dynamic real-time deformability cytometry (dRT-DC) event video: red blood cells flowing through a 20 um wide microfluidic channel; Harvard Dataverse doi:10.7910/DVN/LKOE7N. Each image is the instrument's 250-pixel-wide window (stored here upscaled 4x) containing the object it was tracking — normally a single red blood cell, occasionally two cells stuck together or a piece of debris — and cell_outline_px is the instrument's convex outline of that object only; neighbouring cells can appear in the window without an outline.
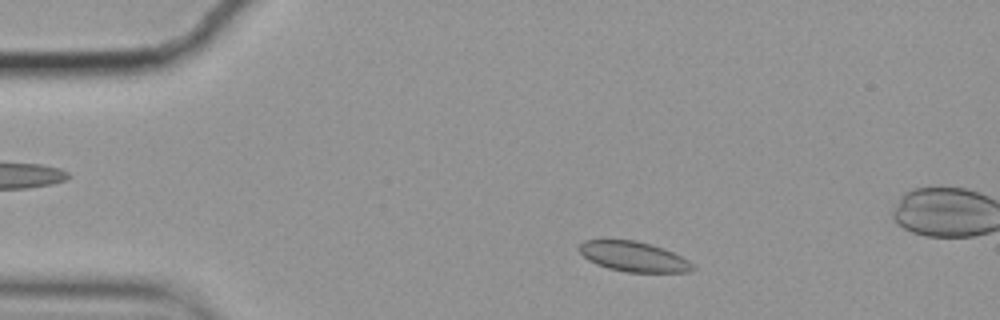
{"species": "common noctule bat (a hibernating species)", "species_latin": "Nyctalus noctula", "temperature_condition": "cold", "stored_images_in_passage": 54, "camera_frame_rate_fps": 3000, "um_per_image_px": 0.085, "animal": {"sex": "female", "body_mass_g": 19.9}, "frame": {"image": 1, "passage_image": 6, "time_ms": 1.667, "image_size_px": [1000, 320], "cell_outline_px": [[696, 268], [692, 272], [624, 272], [608, 268], [596, 264], [588, 260], [576, 248], [584, 240], [636, 240], [672, 252], [688, 260]], "centroid_in_image_um": [53.83, 21.82], "position_along_channel_um": 31.2, "area_um2": 19.77}}
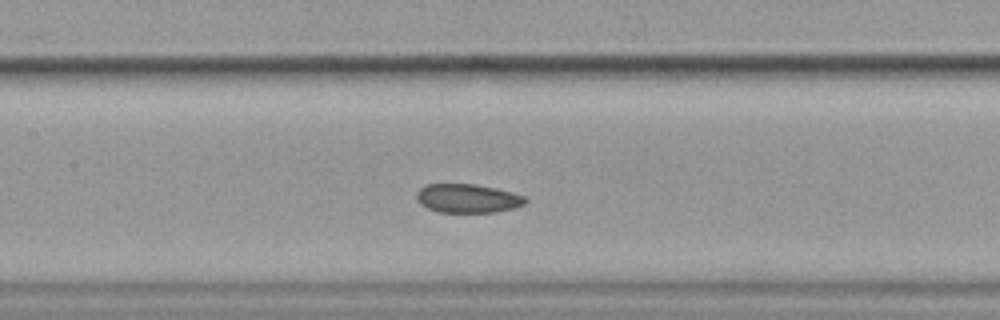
{"frame": {"image": 2, "passage_image": 22, "time_ms": 7.0, "image_size_px": [1000, 320], "cell_outline_px": [[528, 200], [524, 204], [512, 208], [496, 212], [436, 212], [420, 204], [416, 200], [416, 192], [420, 188], [428, 184], [472, 184], [496, 188], [512, 192], [524, 196]], "centroid_in_image_um": [39.72, 16.86], "position_along_channel_um": 167.7, "area_um2": 18.26}}
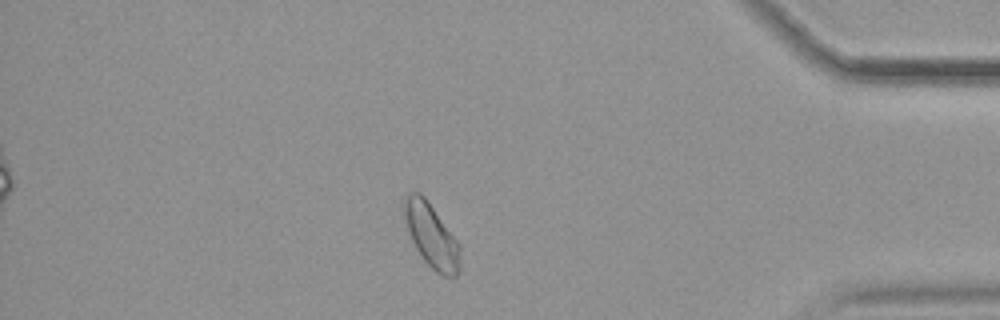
{"frame": {"image": 3, "passage_image": 45, "time_ms": 14.667, "image_size_px": [1000, 320], "cell_outline_px": [[460, 272], [456, 276], [440, 276], [424, 260], [416, 248], [412, 240], [404, 216], [404, 200], [408, 192], [420, 192], [424, 196], [456, 240], [460, 248]], "centroid_in_image_um": [36.68, 20.05], "position_along_channel_um": 398.5, "area_um2": 20.35}, "authors_computed_cell_mechanics": {"area_um2": 19.652, "velocity_mm_per_s": 3.4718, "shape_relaxation_time_tau1_ms": 7.5481, "shape_relaxation_time_tau2_ms": null, "deformation_change_tau1": 0.0691, "deformation_change_tau2": null}}